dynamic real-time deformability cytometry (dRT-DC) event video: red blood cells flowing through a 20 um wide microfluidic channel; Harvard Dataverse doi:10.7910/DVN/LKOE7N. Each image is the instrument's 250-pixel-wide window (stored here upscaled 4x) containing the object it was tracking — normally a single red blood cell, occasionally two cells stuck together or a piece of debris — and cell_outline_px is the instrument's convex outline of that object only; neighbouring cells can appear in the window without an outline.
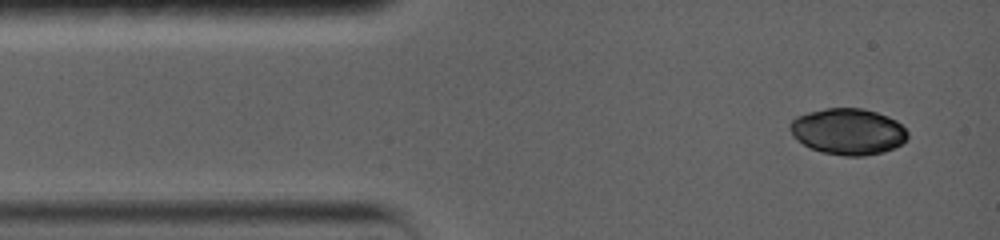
{"species": "common noctule bat (a hibernating species)", "species_latin": "Nyctalus noctula", "temperature_condition": "warm", "stored_images_in_passage": 12, "camera_frame_rate_fps": 5000, "um_per_image_px": 0.085, "animal": {"sex": "female", "body_mass_g": 19.0, "forearm_length_mm": 56.7}, "frame": {"image": 1, "passage_image": 1, "time_ms": 0.0, "image_size_px": [1000, 240], "cell_outline_px": [[908, 140], [884, 152], [864, 156], [844, 156], [824, 152], [812, 148], [796, 140], [792, 136], [788, 128], [788, 124], [796, 116], [808, 112], [828, 108], [864, 108], [888, 116], [896, 120], [908, 132]], "centroid_in_image_um": [72.07, 11.17], "position_along_channel_um": 12.9, "area_um2": 31.85}}